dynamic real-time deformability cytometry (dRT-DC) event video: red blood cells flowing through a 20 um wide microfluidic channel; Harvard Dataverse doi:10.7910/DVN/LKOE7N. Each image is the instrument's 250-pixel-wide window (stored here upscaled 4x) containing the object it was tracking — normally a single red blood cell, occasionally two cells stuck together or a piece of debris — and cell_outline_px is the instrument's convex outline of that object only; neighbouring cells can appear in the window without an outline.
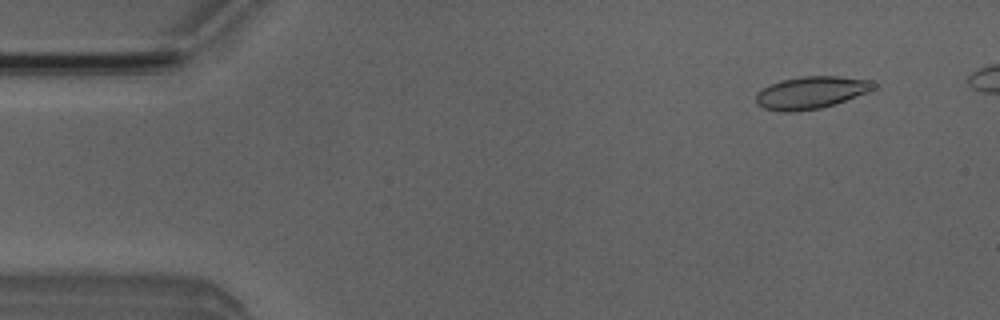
{"species": "Egyptian fruit bat (a non-hibernating species)", "species_latin": "Rousettus aegyptiacus", "temperature_condition": "room temperature", "stored_images_in_passage": 45, "camera_frame_rate_fps": 3000, "um_per_image_px": 0.085, "animal": {"sex": "male"}, "frame": {"image": 1, "passage_image": 4, "time_ms": 1.0, "image_size_px": [1000, 320], "cell_outline_px": [[876, 88], [868, 92], [836, 104], [820, 108], [796, 112], [780, 112], [764, 108], [756, 104], [756, 92], [780, 80], [800, 76], [836, 76], [872, 80], [876, 84]], "centroid_in_image_um": [68.94, 7.87], "position_along_channel_um": 16.1, "area_um2": 22.37}}
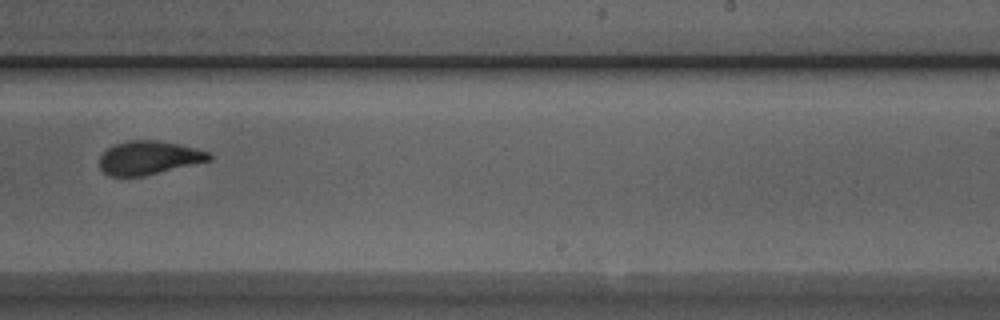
{"frame": {"image": 2, "passage_image": 31, "time_ms": 10.0, "image_size_px": [1000, 320], "cell_outline_px": [[212, 160], [144, 176], [108, 176], [100, 168], [100, 156], [108, 148], [116, 144], [128, 140], [156, 140], [196, 148], [208, 152], [212, 156]], "centroid_in_image_um": [12.65, 13.42], "position_along_channel_um": 276.4, "area_um2": 21.33}}
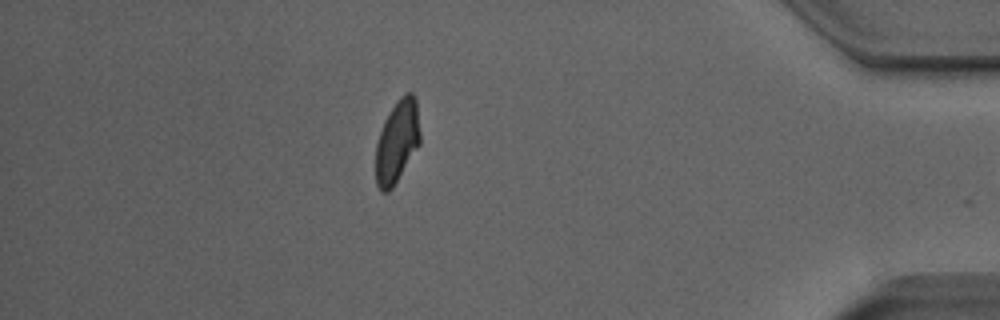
{"frame": {"image": 3, "passage_image": 44, "time_ms": 14.333, "image_size_px": [1000, 320], "cell_outline_px": [[420, 144], [392, 188], [388, 192], [380, 192], [376, 184], [376, 144], [384, 120], [388, 112], [396, 100], [404, 92], [412, 92], [416, 96], [420, 132]], "centroid_in_image_um": [33.76, 11.99], "position_along_channel_um": 401.4, "area_um2": 21.62}, "authors_computed_cell_mechanics": {"area_um2": 22.0796, "velocity_mm_per_s": 3.9729, "shape_relaxation_time_tau1_ms": 5.1534, "shape_relaxation_time_tau2_ms": 1.3816, "deformation_change_tau1": 0.1856, "deformation_change_tau2": 0.0677}}